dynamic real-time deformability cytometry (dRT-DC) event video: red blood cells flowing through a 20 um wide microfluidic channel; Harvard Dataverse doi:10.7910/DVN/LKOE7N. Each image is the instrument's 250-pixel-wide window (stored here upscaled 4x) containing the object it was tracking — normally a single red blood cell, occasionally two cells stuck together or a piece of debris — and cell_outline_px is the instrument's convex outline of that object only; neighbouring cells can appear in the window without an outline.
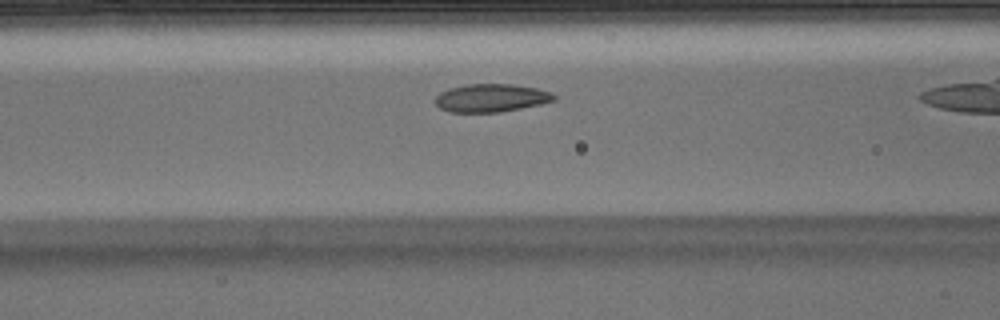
{"species": "Egyptian fruit bat (a non-hibernating species)", "species_latin": "Rousettus aegyptiacus", "temperature_condition": "warm", "stored_images_in_passage": 29, "camera_frame_rate_fps": 3000, "um_per_image_px": 0.085, "animal": {"sex": "male"}, "frame": {"image": 1, "passage_image": 9, "time_ms": 2.667, "image_size_px": [1000, 320], "cell_outline_px": [[556, 100], [540, 104], [520, 108], [496, 112], [448, 112], [440, 108], [432, 100], [440, 92], [448, 88], [468, 84], [512, 84], [536, 88], [552, 92], [556, 96]], "centroid_in_image_um": [41.71, 8.32], "position_along_channel_um": 124.9, "area_um2": 19.48}}